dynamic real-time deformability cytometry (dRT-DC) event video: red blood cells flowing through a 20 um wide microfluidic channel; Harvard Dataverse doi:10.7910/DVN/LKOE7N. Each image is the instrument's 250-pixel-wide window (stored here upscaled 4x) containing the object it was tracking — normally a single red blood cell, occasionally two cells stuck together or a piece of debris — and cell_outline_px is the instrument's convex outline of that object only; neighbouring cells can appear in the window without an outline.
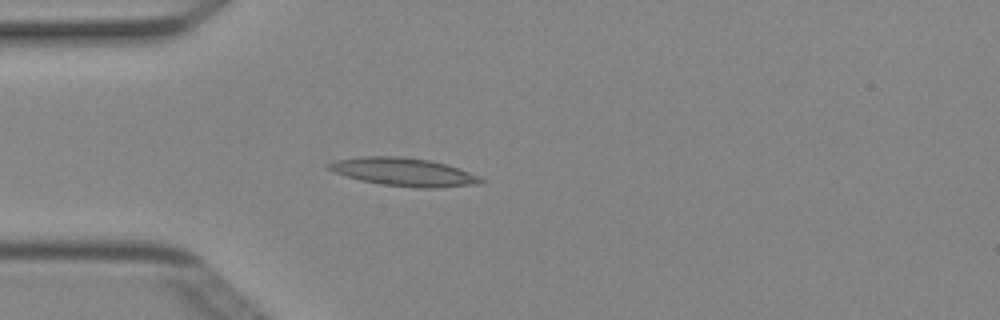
{"species": "Egyptian fruit bat (a non-hibernating species)", "species_latin": "Rousettus aegyptiacus", "temperature_condition": "cold", "stored_images_in_passage": 1, "camera_frame_rate_fps": 3000, "um_per_image_px": 0.085, "animal": {"sex": "female"}, "frame": {"image": 1, "passage_image": 1, "time_ms": 0.0, "image_size_px": [1000, 320], "cell_outline_px": [[488, 180], [480, 184], [436, 188], [416, 188], [380, 184], [360, 180], [336, 172], [328, 168], [324, 164], [336, 160], [360, 156], [400, 156], [428, 160], [444, 164], [480, 176]], "centroid_in_image_um": [34.33, 14.62], "position_along_channel_um": 50.7, "area_um2": 24.91}}